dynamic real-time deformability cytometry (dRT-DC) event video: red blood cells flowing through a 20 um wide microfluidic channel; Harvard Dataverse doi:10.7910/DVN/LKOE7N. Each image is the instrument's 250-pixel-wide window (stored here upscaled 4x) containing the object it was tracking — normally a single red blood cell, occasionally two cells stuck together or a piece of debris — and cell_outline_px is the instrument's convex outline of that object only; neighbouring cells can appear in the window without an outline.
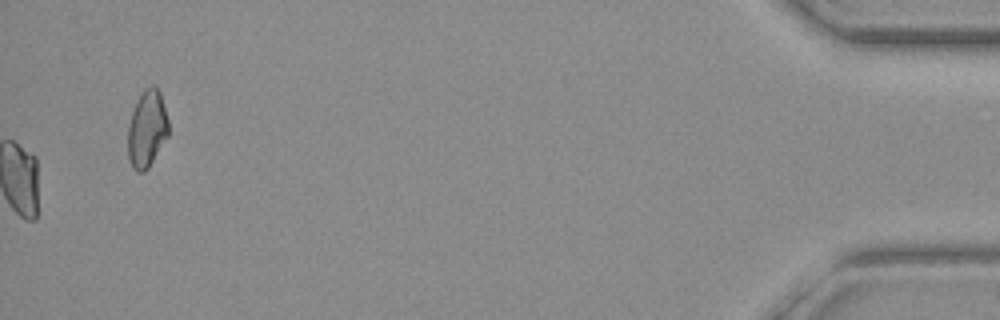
{"species": "common noctule bat (a hibernating species)", "species_latin": "Nyctalus noctula", "temperature_condition": "warm", "stored_images_in_passage": 47, "camera_frame_rate_fps": 3000, "um_per_image_px": 0.085, "animal": {"sex": "female", "body_mass_g": 19.3, "forearm_length_mm": 54.1}, "frame": {"image": 1, "passage_image": 47, "time_ms": 15.333, "image_size_px": [1000, 320], "cell_outline_px": [[168, 136], [148, 168], [144, 172], [136, 172], [132, 168], [128, 156], [128, 128], [132, 112], [140, 92], [144, 88], [152, 84], [160, 92], [168, 120]], "centroid_in_image_um": [12.48, 10.95], "position_along_channel_um": 422.7, "area_um2": 18.26}}